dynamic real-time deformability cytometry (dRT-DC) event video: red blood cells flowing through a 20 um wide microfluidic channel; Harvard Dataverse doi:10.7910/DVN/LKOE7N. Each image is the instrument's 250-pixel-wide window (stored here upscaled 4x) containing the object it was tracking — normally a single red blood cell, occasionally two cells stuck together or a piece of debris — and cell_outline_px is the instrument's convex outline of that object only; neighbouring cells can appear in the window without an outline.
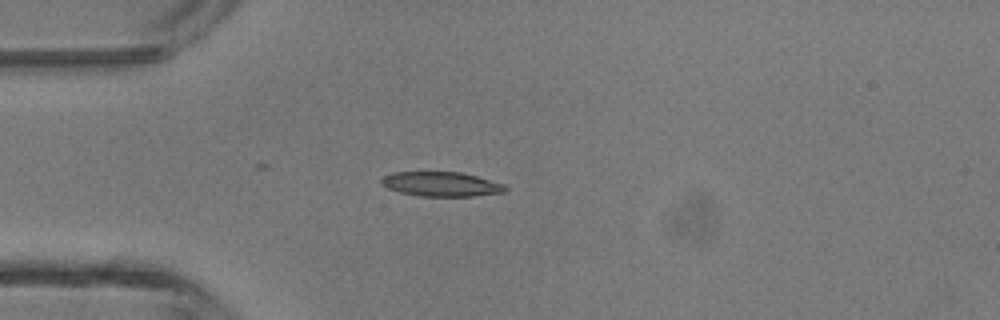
{"species": "common noctule bat (a hibernating species)", "species_latin": "Nyctalus noctula", "temperature_condition": "room temperature", "stored_images_in_passage": 5, "camera_frame_rate_fps": 3000, "um_per_image_px": 0.085, "animal": {"sex": "male", "body_mass_g": 13.3}, "frame": {"image": 1, "passage_image": 4, "time_ms": 3.667, "image_size_px": [1000, 320], "cell_outline_px": [[508, 188], [504, 192], [472, 196], [420, 196], [400, 192], [388, 188], [380, 184], [380, 180], [384, 176], [392, 172], [460, 172], [476, 176], [504, 184]], "centroid_in_image_um": [37.48, 15.65], "position_along_channel_um": 47.5, "area_um2": 17.63}}
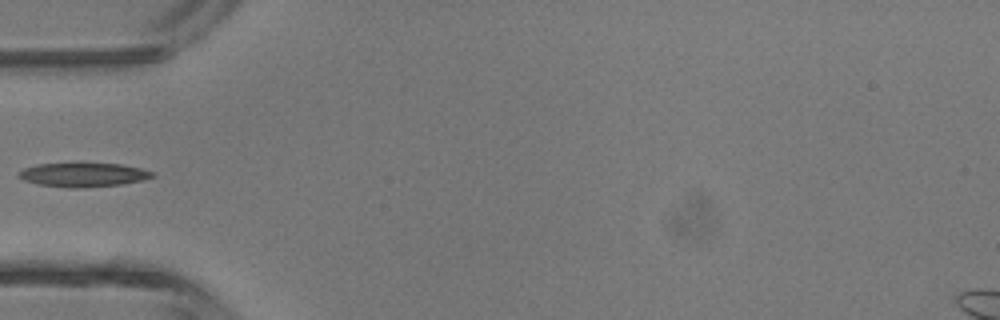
{"frame": {"image": 2, "passage_image": 5, "time_ms": 4.667, "image_size_px": [1000, 320], "cell_outline_px": [[156, 176], [144, 180], [120, 184], [76, 188], [68, 188], [40, 184], [24, 180], [20, 176], [20, 172], [24, 168], [36, 164], [76, 160], [120, 164], [140, 168], [156, 172]], "centroid_in_image_um": [7.11, 14.79], "position_along_channel_um": 77.9, "area_um2": 19.54}}